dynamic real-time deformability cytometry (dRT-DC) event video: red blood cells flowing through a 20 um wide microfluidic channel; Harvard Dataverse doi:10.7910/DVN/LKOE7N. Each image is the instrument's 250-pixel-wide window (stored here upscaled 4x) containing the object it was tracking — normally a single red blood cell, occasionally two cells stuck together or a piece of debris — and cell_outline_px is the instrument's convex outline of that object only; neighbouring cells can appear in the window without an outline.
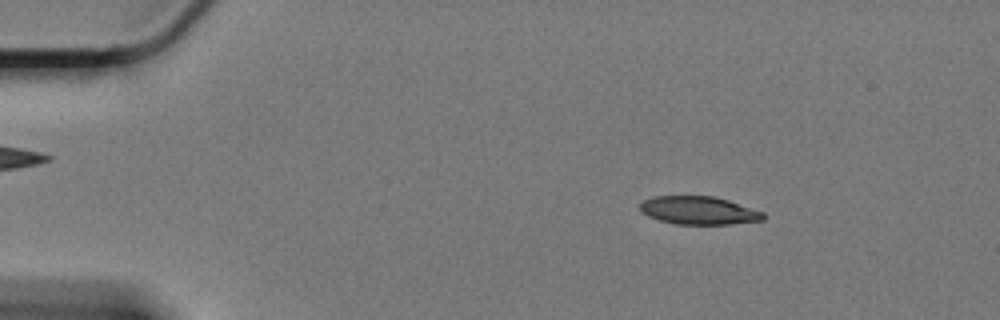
{"species": "Egyptian fruit bat (a non-hibernating species)", "species_latin": "Rousettus aegyptiacus", "temperature_condition": "cold", "stored_images_in_passage": 60, "camera_frame_rate_fps": 3000, "um_per_image_px": 0.085, "animal": {"sex": "female"}, "frame": {"image": 1, "passage_image": 9, "time_ms": 2.667, "image_size_px": [1000, 320], "cell_outline_px": [[764, 220], [728, 224], [676, 224], [660, 220], [648, 216], [640, 212], [640, 204], [644, 200], [656, 196], [712, 196], [728, 200], [764, 212]], "centroid_in_image_um": [59.38, 17.89], "position_along_channel_um": 25.6, "area_um2": 20.06}}
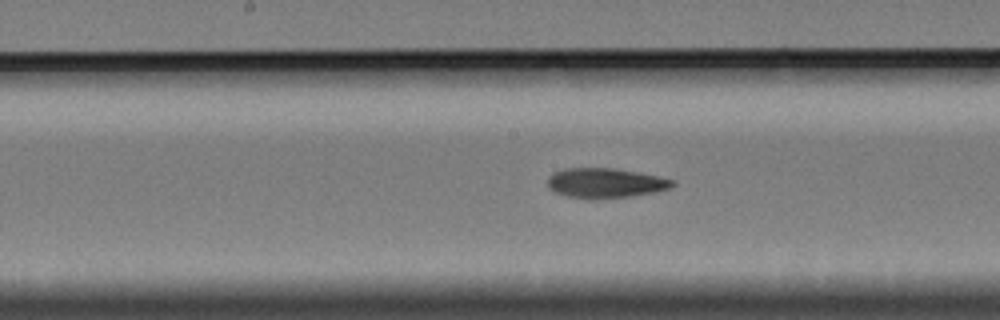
{"frame": {"image": 2, "passage_image": 31, "time_ms": 10.0, "image_size_px": [1000, 320], "cell_outline_px": [[676, 184], [668, 188], [656, 192], [632, 196], [588, 200], [568, 196], [556, 192], [548, 188], [548, 176], [552, 172], [564, 168], [616, 168], [640, 172], [676, 180]], "centroid_in_image_um": [51.45, 15.55], "position_along_channel_um": 196.7, "area_um2": 22.08}}
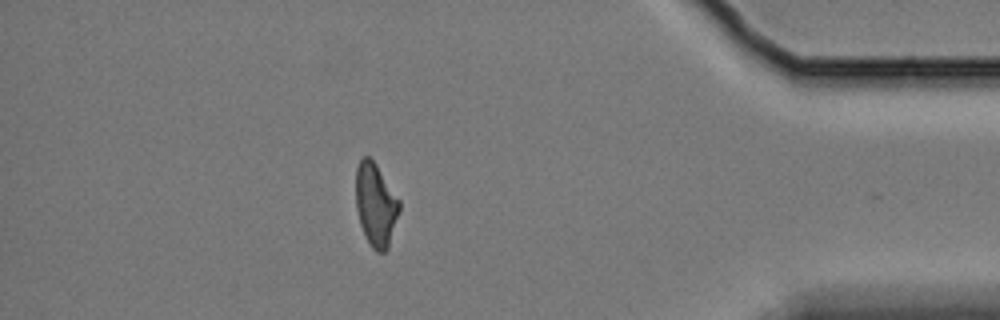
{"frame": {"image": 3, "passage_image": 53, "time_ms": 17.333, "image_size_px": [1000, 320], "cell_outline_px": [[400, 212], [388, 248], [384, 252], [376, 252], [372, 248], [364, 236], [360, 224], [356, 208], [356, 168], [360, 160], [364, 156], [368, 156], [376, 164], [400, 200]], "centroid_in_image_um": [31.94, 17.43], "position_along_channel_um": 403.3, "area_um2": 21.21}, "authors_computed_cell_mechanics": {"area_um2": 21.5016, "velocity_mm_per_s": 3.3135, "shape_relaxation_time_tau1_ms": null, "shape_relaxation_time_tau2_ms": 4.6389, "deformation_change_tau1": null, "deformation_change_tau2": 0.1213}}